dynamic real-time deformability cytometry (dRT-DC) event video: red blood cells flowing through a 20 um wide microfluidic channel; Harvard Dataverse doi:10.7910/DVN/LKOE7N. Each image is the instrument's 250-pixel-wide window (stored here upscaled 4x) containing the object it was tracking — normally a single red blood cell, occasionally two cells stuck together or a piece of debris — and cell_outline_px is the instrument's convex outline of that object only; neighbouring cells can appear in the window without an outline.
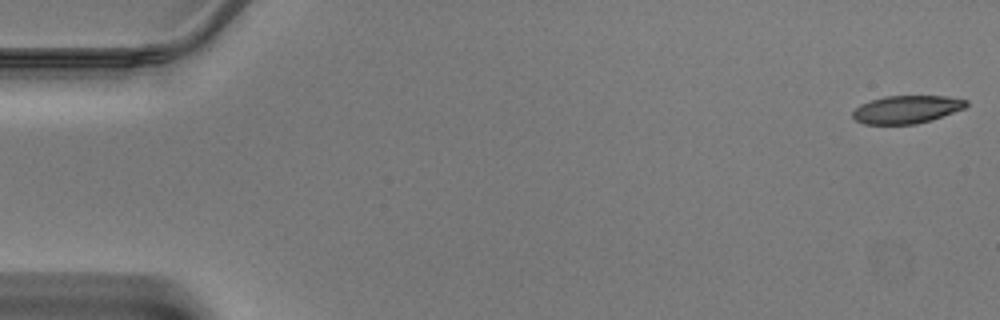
{"species": "Egyptian fruit bat (a non-hibernating species)", "species_latin": "Rousettus aegyptiacus", "temperature_condition": "warm", "stored_images_in_passage": 45, "camera_frame_rate_fps": 3000, "um_per_image_px": 0.085, "animal": {"sex": "male"}, "frame": {"image": 1, "passage_image": 1, "time_ms": 0.0, "image_size_px": [1000, 320], "cell_outline_px": [[968, 104], [964, 108], [932, 120], [916, 124], [864, 124], [856, 120], [852, 116], [852, 112], [860, 104], [884, 96], [948, 96], [968, 100]], "centroid_in_image_um": [77.07, 9.3], "position_along_channel_um": 7.9, "area_um2": 18.44}}
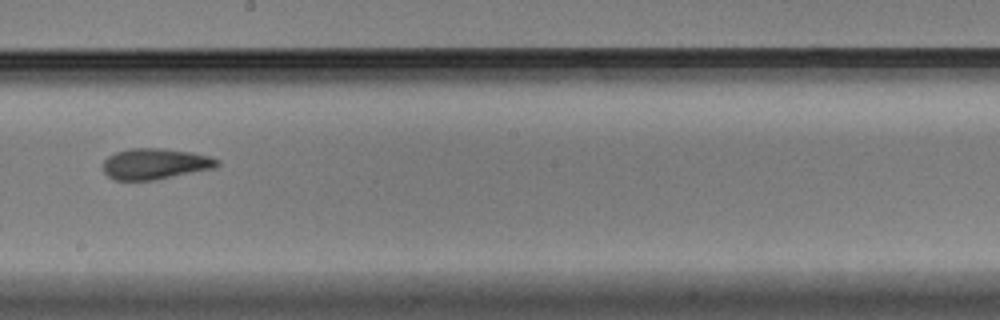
{"frame": {"image": 2, "passage_image": 26, "time_ms": 8.333, "image_size_px": [1000, 320], "cell_outline_px": [[220, 164], [216, 168], [156, 180], [112, 180], [104, 172], [104, 160], [108, 156], [116, 152], [128, 148], [160, 148], [192, 152], [208, 156], [220, 160]], "centroid_in_image_um": [13.2, 13.93], "position_along_channel_um": 235.0, "area_um2": 20.75}}
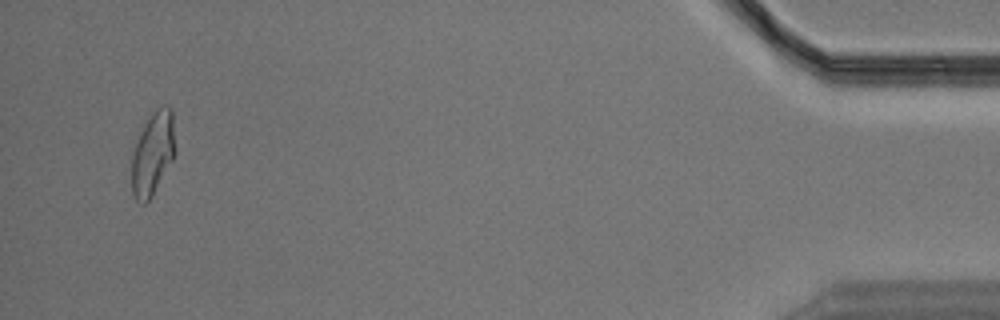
{"frame": {"image": 3, "passage_image": 44, "time_ms": 14.333, "image_size_px": [1000, 320], "cell_outline_px": [[176, 152], [172, 160], [152, 196], [144, 204], [140, 204], [136, 200], [132, 192], [132, 152], [144, 124], [156, 108], [160, 104], [168, 104], [172, 108]], "centroid_in_image_um": [13.01, 13.01], "position_along_channel_um": 422.2, "area_um2": 21.27}}